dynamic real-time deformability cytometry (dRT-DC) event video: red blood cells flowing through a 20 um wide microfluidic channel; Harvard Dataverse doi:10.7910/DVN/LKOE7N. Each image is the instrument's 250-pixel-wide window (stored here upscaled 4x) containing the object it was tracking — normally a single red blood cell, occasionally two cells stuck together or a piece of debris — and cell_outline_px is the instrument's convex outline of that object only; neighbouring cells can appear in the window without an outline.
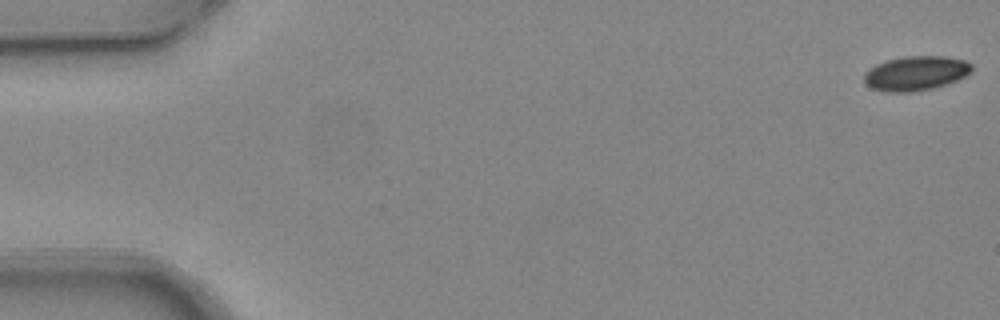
{"species": "common noctule bat (a hibernating species)", "species_latin": "Nyctalus noctula", "temperature_condition": "warm", "stored_images_in_passage": 5, "segment_of_instrument_passage": [1, 2], "camera_frame_rate_fps": 3000, "um_per_image_px": 0.085, "animal": {"sex": "female", "body_mass_g": 24.6, "forearm_length_mm": 56.2}, "frame": {"image": 1, "passage_image": 1, "time_ms": 0.0, "image_size_px": [1000, 320], "cell_outline_px": [[972, 72], [948, 84], [932, 88], [908, 92], [888, 92], [872, 88], [864, 84], [864, 76], [876, 64], [888, 60], [908, 56], [944, 56], [964, 60], [972, 64]], "centroid_in_image_um": [77.87, 6.23], "position_along_channel_um": 7.1, "area_um2": 21.39}}
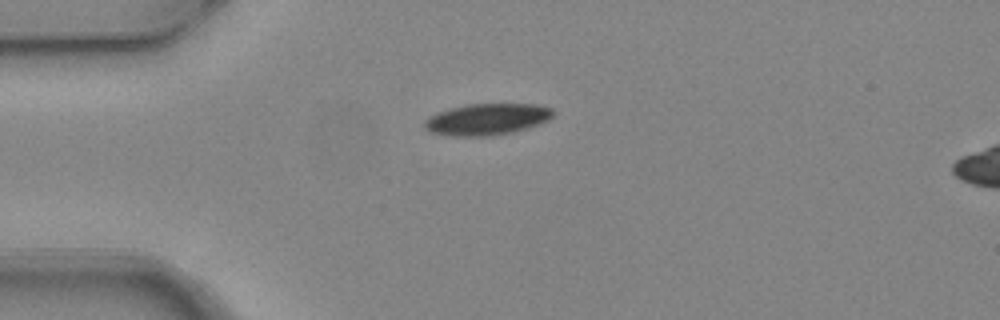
{"frame": {"image": 2, "passage_image": 4, "time_ms": 1.0, "image_size_px": [1000, 320], "cell_outline_px": [[556, 112], [548, 120], [512, 132], [488, 136], [448, 136], [432, 132], [424, 128], [424, 120], [428, 116], [436, 112], [468, 104], [540, 104], [552, 108]], "centroid_in_image_um": [41.37, 10.13], "position_along_channel_um": 43.6, "area_um2": 23.58}}